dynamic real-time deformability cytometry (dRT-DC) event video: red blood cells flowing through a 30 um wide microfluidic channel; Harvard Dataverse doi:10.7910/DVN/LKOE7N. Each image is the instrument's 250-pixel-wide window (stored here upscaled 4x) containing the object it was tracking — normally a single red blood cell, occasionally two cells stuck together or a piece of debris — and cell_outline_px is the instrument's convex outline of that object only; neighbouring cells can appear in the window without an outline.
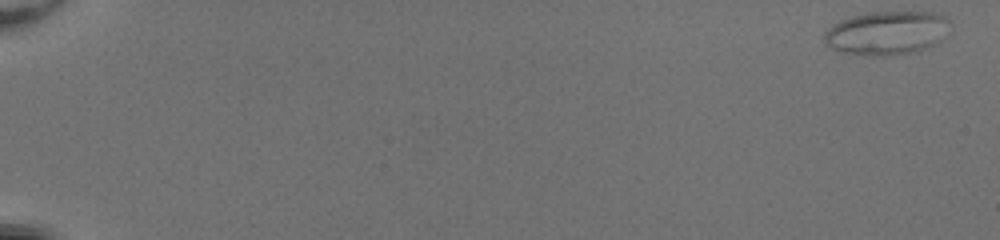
{"species": "common noctule bat (a hibernating species)", "species_latin": "Nyctalus noctula", "temperature_condition": "room temperature", "stored_images_in_passage": 53, "camera_frame_rate_fps": 3000, "um_per_image_px": 0.085, "animal": {"sex": "female", "body_mass_g": 20.0, "forearm_length_mm": 54.0}, "frame": {"image": 1, "passage_image": 1, "time_ms": 0.0, "image_size_px": [1000, 240], "cell_outline_px": [[948, 20], [940, 40], [936, 44], [916, 52], [888, 56], [864, 56], [836, 52], [824, 44], [824, 32], [832, 24], [840, 20], [852, 16], [868, 12], [940, 12]], "centroid_in_image_um": [75.28, 2.82], "position_along_channel_um": 9.7, "area_um2": 32.37}}
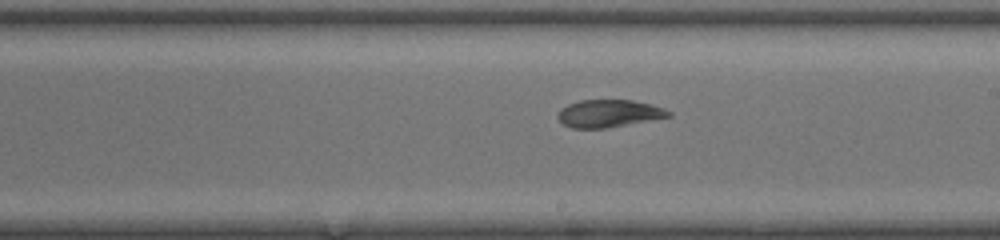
{"frame": {"image": 2, "passage_image": 33, "time_ms": 10.667, "image_size_px": [1000, 240], "cell_outline_px": [[672, 116], [608, 128], [572, 128], [564, 124], [556, 116], [560, 108], [568, 104], [580, 100], [632, 100], [664, 108], [672, 112]], "centroid_in_image_um": [51.74, 9.65], "position_along_channel_um": 237.3, "area_um2": 17.74}}
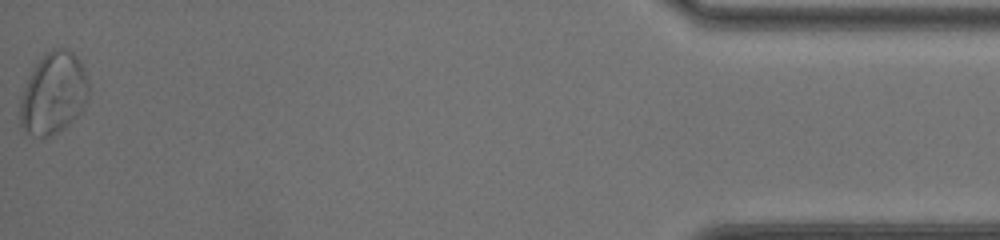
{"frame": {"image": 3, "passage_image": 53, "time_ms": 17.333, "image_size_px": [1000, 240], "cell_outline_px": [[88, 100], [84, 108], [64, 128], [52, 136], [32, 136], [20, 124], [20, 100], [24, 88], [32, 68], [52, 48], [68, 48], [80, 60], [88, 80]], "centroid_in_image_um": [4.56, 7.93], "position_along_channel_um": 430.6, "area_um2": 32.54}, "authors_computed_cell_mechanics": {"area_um2": 22.9466, "velocity_mm_per_s": 4.073, "shape_relaxation_time_tau1_ms": null, "shape_relaxation_time_tau2_ms": 2.2734, "deformation_change_tau1": null, "deformation_change_tau2": 0.0798}}